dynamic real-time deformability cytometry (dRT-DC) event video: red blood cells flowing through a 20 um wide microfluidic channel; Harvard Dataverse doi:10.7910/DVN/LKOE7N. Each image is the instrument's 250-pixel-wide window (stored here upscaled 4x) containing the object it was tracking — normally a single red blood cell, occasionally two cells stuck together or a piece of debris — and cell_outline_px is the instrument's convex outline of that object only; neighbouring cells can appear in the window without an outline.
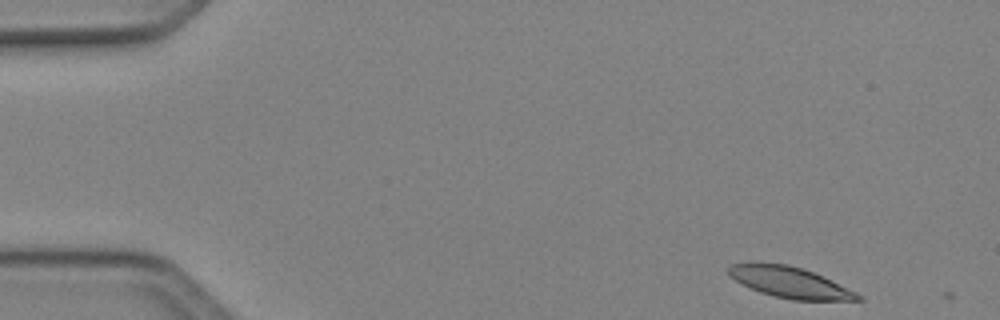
{"species": "Egyptian fruit bat (a non-hibernating species)", "species_latin": "Rousettus aegyptiacus", "temperature_condition": "cold", "stored_images_in_passage": 5, "camera_frame_rate_fps": 3000, "um_per_image_px": 0.085, "animal": {"sex": "female"}, "frame": {"image": 1, "passage_image": 1, "time_ms": 0.0, "image_size_px": [1000, 320], "cell_outline_px": [[864, 300], [792, 300], [760, 292], [728, 276], [728, 268], [732, 264], [752, 260], [788, 264], [812, 272], [856, 292], [864, 296]], "centroid_in_image_um": [67.08, 23.96], "position_along_channel_um": 17.9, "area_um2": 23.35}}